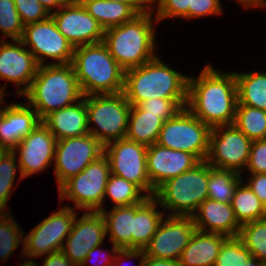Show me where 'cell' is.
Masks as SVG:
<instances>
[{
    "mask_svg": "<svg viewBox=\"0 0 266 266\" xmlns=\"http://www.w3.org/2000/svg\"><path fill=\"white\" fill-rule=\"evenodd\" d=\"M186 105L187 99L163 98H151L139 104L143 110H146V114L161 115L165 121L175 116Z\"/></svg>",
    "mask_w": 266,
    "mask_h": 266,
    "instance_id": "obj_39",
    "label": "cell"
},
{
    "mask_svg": "<svg viewBox=\"0 0 266 266\" xmlns=\"http://www.w3.org/2000/svg\"><path fill=\"white\" fill-rule=\"evenodd\" d=\"M104 153V145L90 133L57 140L54 172L58 189Z\"/></svg>",
    "mask_w": 266,
    "mask_h": 266,
    "instance_id": "obj_14",
    "label": "cell"
},
{
    "mask_svg": "<svg viewBox=\"0 0 266 266\" xmlns=\"http://www.w3.org/2000/svg\"><path fill=\"white\" fill-rule=\"evenodd\" d=\"M159 202L154 196L133 204L132 249H144L164 219V213L157 210Z\"/></svg>",
    "mask_w": 266,
    "mask_h": 266,
    "instance_id": "obj_25",
    "label": "cell"
},
{
    "mask_svg": "<svg viewBox=\"0 0 266 266\" xmlns=\"http://www.w3.org/2000/svg\"><path fill=\"white\" fill-rule=\"evenodd\" d=\"M71 64L83 96L123 92L125 70L103 41L75 47Z\"/></svg>",
    "mask_w": 266,
    "mask_h": 266,
    "instance_id": "obj_3",
    "label": "cell"
},
{
    "mask_svg": "<svg viewBox=\"0 0 266 266\" xmlns=\"http://www.w3.org/2000/svg\"><path fill=\"white\" fill-rule=\"evenodd\" d=\"M41 5L46 8L49 13L51 14V10H54L53 8H56L55 11L59 10L61 7L66 5L68 3L67 0H38Z\"/></svg>",
    "mask_w": 266,
    "mask_h": 266,
    "instance_id": "obj_50",
    "label": "cell"
},
{
    "mask_svg": "<svg viewBox=\"0 0 266 266\" xmlns=\"http://www.w3.org/2000/svg\"><path fill=\"white\" fill-rule=\"evenodd\" d=\"M110 165L103 153L92 161L82 172L68 179L59 189V201L72 200L76 209L87 211L104 210L105 187L108 182Z\"/></svg>",
    "mask_w": 266,
    "mask_h": 266,
    "instance_id": "obj_9",
    "label": "cell"
},
{
    "mask_svg": "<svg viewBox=\"0 0 266 266\" xmlns=\"http://www.w3.org/2000/svg\"><path fill=\"white\" fill-rule=\"evenodd\" d=\"M20 41L29 46L39 66L45 65L46 58L57 60L49 65L72 63L74 46L58 30L51 15L45 20L25 25Z\"/></svg>",
    "mask_w": 266,
    "mask_h": 266,
    "instance_id": "obj_11",
    "label": "cell"
},
{
    "mask_svg": "<svg viewBox=\"0 0 266 266\" xmlns=\"http://www.w3.org/2000/svg\"><path fill=\"white\" fill-rule=\"evenodd\" d=\"M241 181L231 200L236 219L240 225L266 218V207L249 188Z\"/></svg>",
    "mask_w": 266,
    "mask_h": 266,
    "instance_id": "obj_30",
    "label": "cell"
},
{
    "mask_svg": "<svg viewBox=\"0 0 266 266\" xmlns=\"http://www.w3.org/2000/svg\"><path fill=\"white\" fill-rule=\"evenodd\" d=\"M238 238L252 257L266 262V218L241 225Z\"/></svg>",
    "mask_w": 266,
    "mask_h": 266,
    "instance_id": "obj_34",
    "label": "cell"
},
{
    "mask_svg": "<svg viewBox=\"0 0 266 266\" xmlns=\"http://www.w3.org/2000/svg\"><path fill=\"white\" fill-rule=\"evenodd\" d=\"M234 125L251 141L266 139V111L237 104Z\"/></svg>",
    "mask_w": 266,
    "mask_h": 266,
    "instance_id": "obj_32",
    "label": "cell"
},
{
    "mask_svg": "<svg viewBox=\"0 0 266 266\" xmlns=\"http://www.w3.org/2000/svg\"><path fill=\"white\" fill-rule=\"evenodd\" d=\"M128 257V258H139L140 257V262H139V265L137 266H143V263H144V259H145V253H144V249H119L117 251V253H115V256H114V261L112 263V266H117L116 264L118 263V261L121 262V259L122 257ZM118 257V259H117ZM116 259L118 261H116Z\"/></svg>",
    "mask_w": 266,
    "mask_h": 266,
    "instance_id": "obj_47",
    "label": "cell"
},
{
    "mask_svg": "<svg viewBox=\"0 0 266 266\" xmlns=\"http://www.w3.org/2000/svg\"><path fill=\"white\" fill-rule=\"evenodd\" d=\"M143 266H180L178 260L145 256Z\"/></svg>",
    "mask_w": 266,
    "mask_h": 266,
    "instance_id": "obj_49",
    "label": "cell"
},
{
    "mask_svg": "<svg viewBox=\"0 0 266 266\" xmlns=\"http://www.w3.org/2000/svg\"><path fill=\"white\" fill-rule=\"evenodd\" d=\"M237 82L238 104L266 111V72H234Z\"/></svg>",
    "mask_w": 266,
    "mask_h": 266,
    "instance_id": "obj_29",
    "label": "cell"
},
{
    "mask_svg": "<svg viewBox=\"0 0 266 266\" xmlns=\"http://www.w3.org/2000/svg\"><path fill=\"white\" fill-rule=\"evenodd\" d=\"M43 266H76L61 250L48 254Z\"/></svg>",
    "mask_w": 266,
    "mask_h": 266,
    "instance_id": "obj_45",
    "label": "cell"
},
{
    "mask_svg": "<svg viewBox=\"0 0 266 266\" xmlns=\"http://www.w3.org/2000/svg\"><path fill=\"white\" fill-rule=\"evenodd\" d=\"M58 30L75 47L102 42L104 29L81 2H68L51 13Z\"/></svg>",
    "mask_w": 266,
    "mask_h": 266,
    "instance_id": "obj_16",
    "label": "cell"
},
{
    "mask_svg": "<svg viewBox=\"0 0 266 266\" xmlns=\"http://www.w3.org/2000/svg\"><path fill=\"white\" fill-rule=\"evenodd\" d=\"M143 191L132 182L120 176L110 174L105 187V197L109 196L116 206H129L143 202L148 196L141 195Z\"/></svg>",
    "mask_w": 266,
    "mask_h": 266,
    "instance_id": "obj_33",
    "label": "cell"
},
{
    "mask_svg": "<svg viewBox=\"0 0 266 266\" xmlns=\"http://www.w3.org/2000/svg\"><path fill=\"white\" fill-rule=\"evenodd\" d=\"M245 168L250 174L266 173V139L252 141Z\"/></svg>",
    "mask_w": 266,
    "mask_h": 266,
    "instance_id": "obj_42",
    "label": "cell"
},
{
    "mask_svg": "<svg viewBox=\"0 0 266 266\" xmlns=\"http://www.w3.org/2000/svg\"><path fill=\"white\" fill-rule=\"evenodd\" d=\"M252 257L238 237H229L220 249L214 266H245Z\"/></svg>",
    "mask_w": 266,
    "mask_h": 266,
    "instance_id": "obj_38",
    "label": "cell"
},
{
    "mask_svg": "<svg viewBox=\"0 0 266 266\" xmlns=\"http://www.w3.org/2000/svg\"><path fill=\"white\" fill-rule=\"evenodd\" d=\"M0 41V79L15 83L19 87L15 94L23 96L29 90L39 64L20 40ZM22 84L25 85L23 88L20 87Z\"/></svg>",
    "mask_w": 266,
    "mask_h": 266,
    "instance_id": "obj_19",
    "label": "cell"
},
{
    "mask_svg": "<svg viewBox=\"0 0 266 266\" xmlns=\"http://www.w3.org/2000/svg\"><path fill=\"white\" fill-rule=\"evenodd\" d=\"M245 266H266V262L260 261L259 259H256L254 257H251Z\"/></svg>",
    "mask_w": 266,
    "mask_h": 266,
    "instance_id": "obj_52",
    "label": "cell"
},
{
    "mask_svg": "<svg viewBox=\"0 0 266 266\" xmlns=\"http://www.w3.org/2000/svg\"><path fill=\"white\" fill-rule=\"evenodd\" d=\"M4 86H5V84L0 88V97H2V98L4 97V94L6 93L5 92L6 87H4Z\"/></svg>",
    "mask_w": 266,
    "mask_h": 266,
    "instance_id": "obj_54",
    "label": "cell"
},
{
    "mask_svg": "<svg viewBox=\"0 0 266 266\" xmlns=\"http://www.w3.org/2000/svg\"><path fill=\"white\" fill-rule=\"evenodd\" d=\"M197 77L189 76L186 108L211 129L233 125L238 104L234 72L222 73L207 64Z\"/></svg>",
    "mask_w": 266,
    "mask_h": 266,
    "instance_id": "obj_1",
    "label": "cell"
},
{
    "mask_svg": "<svg viewBox=\"0 0 266 266\" xmlns=\"http://www.w3.org/2000/svg\"><path fill=\"white\" fill-rule=\"evenodd\" d=\"M16 155L13 150H8L0 158V212H6L4 208L13 191L16 171L20 168L16 163Z\"/></svg>",
    "mask_w": 266,
    "mask_h": 266,
    "instance_id": "obj_36",
    "label": "cell"
},
{
    "mask_svg": "<svg viewBox=\"0 0 266 266\" xmlns=\"http://www.w3.org/2000/svg\"><path fill=\"white\" fill-rule=\"evenodd\" d=\"M85 213L73 223L70 234L66 237V245L62 252L76 265L80 266L88 252L103 244L106 223L100 211H84Z\"/></svg>",
    "mask_w": 266,
    "mask_h": 266,
    "instance_id": "obj_18",
    "label": "cell"
},
{
    "mask_svg": "<svg viewBox=\"0 0 266 266\" xmlns=\"http://www.w3.org/2000/svg\"><path fill=\"white\" fill-rule=\"evenodd\" d=\"M104 154L109 161L111 174L136 184L145 195L152 196L146 145L123 138L106 144Z\"/></svg>",
    "mask_w": 266,
    "mask_h": 266,
    "instance_id": "obj_12",
    "label": "cell"
},
{
    "mask_svg": "<svg viewBox=\"0 0 266 266\" xmlns=\"http://www.w3.org/2000/svg\"><path fill=\"white\" fill-rule=\"evenodd\" d=\"M164 119L161 115L146 114L139 105L131 106L125 138L146 146L157 142Z\"/></svg>",
    "mask_w": 266,
    "mask_h": 266,
    "instance_id": "obj_26",
    "label": "cell"
},
{
    "mask_svg": "<svg viewBox=\"0 0 266 266\" xmlns=\"http://www.w3.org/2000/svg\"><path fill=\"white\" fill-rule=\"evenodd\" d=\"M10 214L8 210L0 212V259L5 261L24 240L22 229L19 228V225L13 220L14 217Z\"/></svg>",
    "mask_w": 266,
    "mask_h": 266,
    "instance_id": "obj_35",
    "label": "cell"
},
{
    "mask_svg": "<svg viewBox=\"0 0 266 266\" xmlns=\"http://www.w3.org/2000/svg\"><path fill=\"white\" fill-rule=\"evenodd\" d=\"M65 206L24 235L23 257H41L62 250L64 239L70 234L77 212Z\"/></svg>",
    "mask_w": 266,
    "mask_h": 266,
    "instance_id": "obj_13",
    "label": "cell"
},
{
    "mask_svg": "<svg viewBox=\"0 0 266 266\" xmlns=\"http://www.w3.org/2000/svg\"><path fill=\"white\" fill-rule=\"evenodd\" d=\"M17 266H38V264L30 258V260H25L22 264H18Z\"/></svg>",
    "mask_w": 266,
    "mask_h": 266,
    "instance_id": "obj_53",
    "label": "cell"
},
{
    "mask_svg": "<svg viewBox=\"0 0 266 266\" xmlns=\"http://www.w3.org/2000/svg\"><path fill=\"white\" fill-rule=\"evenodd\" d=\"M158 3L156 13V20L171 18V17H181L188 19V8L191 6V0H153V4Z\"/></svg>",
    "mask_w": 266,
    "mask_h": 266,
    "instance_id": "obj_41",
    "label": "cell"
},
{
    "mask_svg": "<svg viewBox=\"0 0 266 266\" xmlns=\"http://www.w3.org/2000/svg\"><path fill=\"white\" fill-rule=\"evenodd\" d=\"M24 26L14 0H0V30L3 36L11 40H20Z\"/></svg>",
    "mask_w": 266,
    "mask_h": 266,
    "instance_id": "obj_37",
    "label": "cell"
},
{
    "mask_svg": "<svg viewBox=\"0 0 266 266\" xmlns=\"http://www.w3.org/2000/svg\"><path fill=\"white\" fill-rule=\"evenodd\" d=\"M169 216H192L208 198V163L200 161L192 169L167 180L154 194Z\"/></svg>",
    "mask_w": 266,
    "mask_h": 266,
    "instance_id": "obj_6",
    "label": "cell"
},
{
    "mask_svg": "<svg viewBox=\"0 0 266 266\" xmlns=\"http://www.w3.org/2000/svg\"><path fill=\"white\" fill-rule=\"evenodd\" d=\"M56 142L55 136L42 121L22 139L13 149V152H19V180L47 170L48 166L54 163Z\"/></svg>",
    "mask_w": 266,
    "mask_h": 266,
    "instance_id": "obj_17",
    "label": "cell"
},
{
    "mask_svg": "<svg viewBox=\"0 0 266 266\" xmlns=\"http://www.w3.org/2000/svg\"><path fill=\"white\" fill-rule=\"evenodd\" d=\"M24 25L47 19L51 14L38 0H14Z\"/></svg>",
    "mask_w": 266,
    "mask_h": 266,
    "instance_id": "obj_40",
    "label": "cell"
},
{
    "mask_svg": "<svg viewBox=\"0 0 266 266\" xmlns=\"http://www.w3.org/2000/svg\"><path fill=\"white\" fill-rule=\"evenodd\" d=\"M87 12L106 30L131 21L138 15L125 3L108 0H81Z\"/></svg>",
    "mask_w": 266,
    "mask_h": 266,
    "instance_id": "obj_28",
    "label": "cell"
},
{
    "mask_svg": "<svg viewBox=\"0 0 266 266\" xmlns=\"http://www.w3.org/2000/svg\"><path fill=\"white\" fill-rule=\"evenodd\" d=\"M0 97V148L13 150L41 122L37 112L29 104L2 105Z\"/></svg>",
    "mask_w": 266,
    "mask_h": 266,
    "instance_id": "obj_21",
    "label": "cell"
},
{
    "mask_svg": "<svg viewBox=\"0 0 266 266\" xmlns=\"http://www.w3.org/2000/svg\"><path fill=\"white\" fill-rule=\"evenodd\" d=\"M189 76L167 66L157 56L125 71L124 90L131 106L151 98L187 99Z\"/></svg>",
    "mask_w": 266,
    "mask_h": 266,
    "instance_id": "obj_2",
    "label": "cell"
},
{
    "mask_svg": "<svg viewBox=\"0 0 266 266\" xmlns=\"http://www.w3.org/2000/svg\"><path fill=\"white\" fill-rule=\"evenodd\" d=\"M131 104L123 92L86 96L89 133L104 146L126 136ZM94 123L96 127L91 128ZM98 127V128H97Z\"/></svg>",
    "mask_w": 266,
    "mask_h": 266,
    "instance_id": "obj_7",
    "label": "cell"
},
{
    "mask_svg": "<svg viewBox=\"0 0 266 266\" xmlns=\"http://www.w3.org/2000/svg\"><path fill=\"white\" fill-rule=\"evenodd\" d=\"M210 131L207 124L185 107L164 121L156 143L166 148L189 152L199 161H205L209 152Z\"/></svg>",
    "mask_w": 266,
    "mask_h": 266,
    "instance_id": "obj_8",
    "label": "cell"
},
{
    "mask_svg": "<svg viewBox=\"0 0 266 266\" xmlns=\"http://www.w3.org/2000/svg\"><path fill=\"white\" fill-rule=\"evenodd\" d=\"M200 161L191 153L166 148L154 143L147 146V171L152 196L167 180L192 169Z\"/></svg>",
    "mask_w": 266,
    "mask_h": 266,
    "instance_id": "obj_20",
    "label": "cell"
},
{
    "mask_svg": "<svg viewBox=\"0 0 266 266\" xmlns=\"http://www.w3.org/2000/svg\"><path fill=\"white\" fill-rule=\"evenodd\" d=\"M68 2H80L81 0H67Z\"/></svg>",
    "mask_w": 266,
    "mask_h": 266,
    "instance_id": "obj_56",
    "label": "cell"
},
{
    "mask_svg": "<svg viewBox=\"0 0 266 266\" xmlns=\"http://www.w3.org/2000/svg\"><path fill=\"white\" fill-rule=\"evenodd\" d=\"M220 0H191L188 8V19L199 18L207 15L221 14Z\"/></svg>",
    "mask_w": 266,
    "mask_h": 266,
    "instance_id": "obj_43",
    "label": "cell"
},
{
    "mask_svg": "<svg viewBox=\"0 0 266 266\" xmlns=\"http://www.w3.org/2000/svg\"><path fill=\"white\" fill-rule=\"evenodd\" d=\"M226 235L196 230L178 260L180 266H214Z\"/></svg>",
    "mask_w": 266,
    "mask_h": 266,
    "instance_id": "obj_24",
    "label": "cell"
},
{
    "mask_svg": "<svg viewBox=\"0 0 266 266\" xmlns=\"http://www.w3.org/2000/svg\"><path fill=\"white\" fill-rule=\"evenodd\" d=\"M100 246L101 245H98L97 247H95V248H93V249H91L89 252H88V254H87V256H86V258L84 259V261L82 262V264L80 265V266H85L86 265V263H89V260H91V258L92 257H94V256H96L97 255V253L96 252H99V248H100ZM119 250V248L116 246V245H114L113 244V247H112V254H111V252H110V254H109V252H108V256L109 255H111L109 258L107 257V253L105 254V252H104V254L105 255H103L102 257V259H104L103 260V263L101 262V265L102 266H112V263H113V261H114V257L113 256H115V254L114 253H117V251ZM96 253V254H95ZM96 258V257H95ZM100 258V257H99ZM108 259V260H107ZM101 261V260H100ZM91 263V262H90ZM105 263V264H104ZM100 265V266H101ZM94 266V265H93Z\"/></svg>",
    "mask_w": 266,
    "mask_h": 266,
    "instance_id": "obj_48",
    "label": "cell"
},
{
    "mask_svg": "<svg viewBox=\"0 0 266 266\" xmlns=\"http://www.w3.org/2000/svg\"><path fill=\"white\" fill-rule=\"evenodd\" d=\"M252 141L234 124L216 126L209 135V152L206 162L213 168L233 170L245 169Z\"/></svg>",
    "mask_w": 266,
    "mask_h": 266,
    "instance_id": "obj_10",
    "label": "cell"
},
{
    "mask_svg": "<svg viewBox=\"0 0 266 266\" xmlns=\"http://www.w3.org/2000/svg\"><path fill=\"white\" fill-rule=\"evenodd\" d=\"M247 185L266 207V173L250 174Z\"/></svg>",
    "mask_w": 266,
    "mask_h": 266,
    "instance_id": "obj_44",
    "label": "cell"
},
{
    "mask_svg": "<svg viewBox=\"0 0 266 266\" xmlns=\"http://www.w3.org/2000/svg\"><path fill=\"white\" fill-rule=\"evenodd\" d=\"M196 229L219 233L227 237H238L241 225L238 223L231 204L205 199L191 216Z\"/></svg>",
    "mask_w": 266,
    "mask_h": 266,
    "instance_id": "obj_22",
    "label": "cell"
},
{
    "mask_svg": "<svg viewBox=\"0 0 266 266\" xmlns=\"http://www.w3.org/2000/svg\"><path fill=\"white\" fill-rule=\"evenodd\" d=\"M153 11L136 15L131 21L104 30L103 42L110 55L126 71L139 67L155 55ZM154 21H153V20Z\"/></svg>",
    "mask_w": 266,
    "mask_h": 266,
    "instance_id": "obj_5",
    "label": "cell"
},
{
    "mask_svg": "<svg viewBox=\"0 0 266 266\" xmlns=\"http://www.w3.org/2000/svg\"><path fill=\"white\" fill-rule=\"evenodd\" d=\"M244 7H266V0H238Z\"/></svg>",
    "mask_w": 266,
    "mask_h": 266,
    "instance_id": "obj_51",
    "label": "cell"
},
{
    "mask_svg": "<svg viewBox=\"0 0 266 266\" xmlns=\"http://www.w3.org/2000/svg\"><path fill=\"white\" fill-rule=\"evenodd\" d=\"M196 230L192 217L168 215L144 248L145 256L179 260Z\"/></svg>",
    "mask_w": 266,
    "mask_h": 266,
    "instance_id": "obj_15",
    "label": "cell"
},
{
    "mask_svg": "<svg viewBox=\"0 0 266 266\" xmlns=\"http://www.w3.org/2000/svg\"><path fill=\"white\" fill-rule=\"evenodd\" d=\"M42 120L50 112L83 98L72 64L38 67L29 90L23 95Z\"/></svg>",
    "mask_w": 266,
    "mask_h": 266,
    "instance_id": "obj_4",
    "label": "cell"
},
{
    "mask_svg": "<svg viewBox=\"0 0 266 266\" xmlns=\"http://www.w3.org/2000/svg\"><path fill=\"white\" fill-rule=\"evenodd\" d=\"M242 174L233 170H221L208 164V198L231 204Z\"/></svg>",
    "mask_w": 266,
    "mask_h": 266,
    "instance_id": "obj_31",
    "label": "cell"
},
{
    "mask_svg": "<svg viewBox=\"0 0 266 266\" xmlns=\"http://www.w3.org/2000/svg\"><path fill=\"white\" fill-rule=\"evenodd\" d=\"M7 150L0 148V158Z\"/></svg>",
    "mask_w": 266,
    "mask_h": 266,
    "instance_id": "obj_55",
    "label": "cell"
},
{
    "mask_svg": "<svg viewBox=\"0 0 266 266\" xmlns=\"http://www.w3.org/2000/svg\"><path fill=\"white\" fill-rule=\"evenodd\" d=\"M106 223L109 242L119 249H132L133 205L116 206L111 211L100 210Z\"/></svg>",
    "mask_w": 266,
    "mask_h": 266,
    "instance_id": "obj_27",
    "label": "cell"
},
{
    "mask_svg": "<svg viewBox=\"0 0 266 266\" xmlns=\"http://www.w3.org/2000/svg\"><path fill=\"white\" fill-rule=\"evenodd\" d=\"M41 121L56 140L88 134L86 96L73 105L50 112Z\"/></svg>",
    "mask_w": 266,
    "mask_h": 266,
    "instance_id": "obj_23",
    "label": "cell"
},
{
    "mask_svg": "<svg viewBox=\"0 0 266 266\" xmlns=\"http://www.w3.org/2000/svg\"><path fill=\"white\" fill-rule=\"evenodd\" d=\"M122 2L130 6L137 14H144L153 11V0H108Z\"/></svg>",
    "mask_w": 266,
    "mask_h": 266,
    "instance_id": "obj_46",
    "label": "cell"
}]
</instances>
